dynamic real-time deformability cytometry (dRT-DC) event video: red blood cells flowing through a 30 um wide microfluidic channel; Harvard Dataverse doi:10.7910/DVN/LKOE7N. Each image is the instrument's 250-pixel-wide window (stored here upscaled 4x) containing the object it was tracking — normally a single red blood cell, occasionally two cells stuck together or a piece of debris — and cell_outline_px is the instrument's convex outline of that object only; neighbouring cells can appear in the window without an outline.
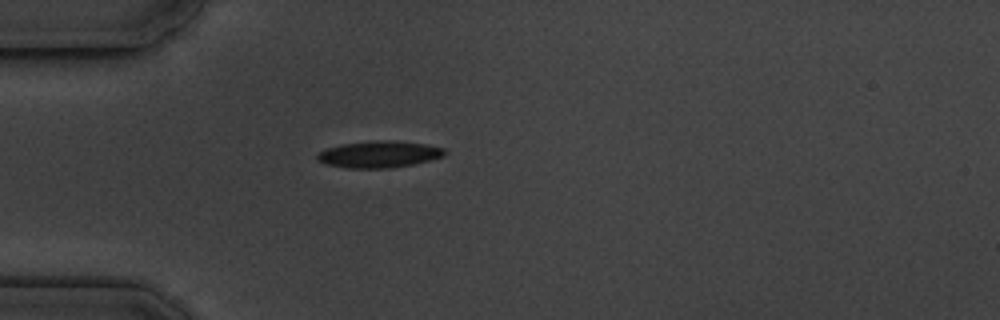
{"species": "common noctule bat (a hibernating species)", "species_latin": "Nyctalus noctula", "temperature_condition": "cold", "stored_images_in_passage": 2, "camera_frame_rate_fps": 3000, "um_per_image_px": 0.085, "animal": {"sex": "male", "body_mass_g": 19.5, "forearm_length_mm": 54.6}, "frame": {"image": 1, "passage_image": 1, "time_ms": 0.0, "image_size_px": [1000, 320], "cell_outline_px": [[444, 156], [412, 164], [388, 168], [348, 168], [328, 164], [320, 160], [316, 156], [320, 152], [328, 148], [344, 144], [388, 140], [428, 144], [444, 148]], "centroid_in_image_um": [32.26, 13.12], "position_along_channel_um": 52.7, "area_um2": 19.19}}